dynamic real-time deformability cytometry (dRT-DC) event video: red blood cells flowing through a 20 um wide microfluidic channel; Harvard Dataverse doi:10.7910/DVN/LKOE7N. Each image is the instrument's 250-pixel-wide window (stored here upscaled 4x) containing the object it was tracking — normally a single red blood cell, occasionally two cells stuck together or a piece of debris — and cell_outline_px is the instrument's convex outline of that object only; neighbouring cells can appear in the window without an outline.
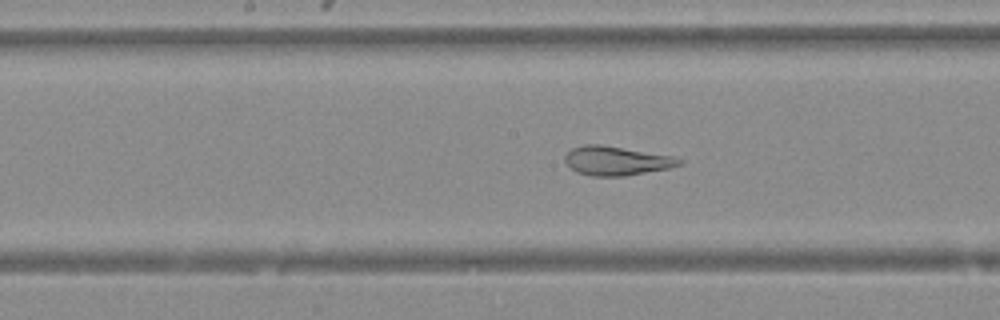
{"species": "Egyptian fruit bat (a non-hibernating species)", "species_latin": "Rousettus aegyptiacus", "temperature_condition": "warm", "stored_images_in_passage": 47, "camera_frame_rate_fps": 3000, "um_per_image_px": 0.085, "animal": {"sex": "female"}, "frame": {"image": 1, "passage_image": 24, "time_ms": 7.667, "image_size_px": [1000, 320], "cell_outline_px": [[684, 164], [668, 168], [624, 176], [592, 176], [576, 172], [564, 160], [564, 156], [572, 148], [584, 144], [600, 144], [672, 156], [684, 160]], "centroid_in_image_um": [52.39, 13.66], "position_along_channel_um": 195.8, "area_um2": 19.25}}
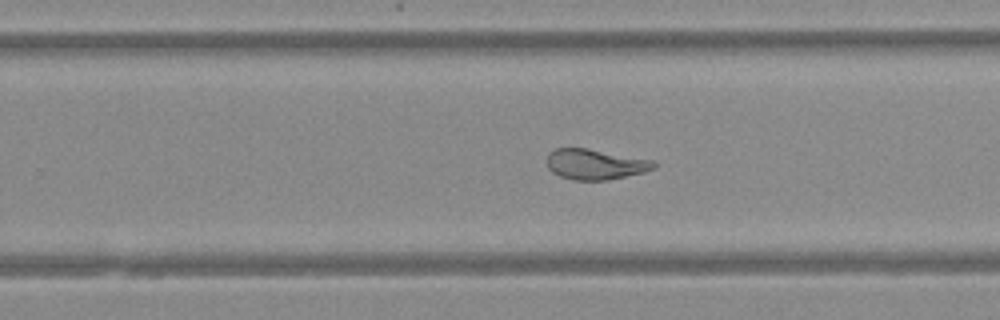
{"frame": {"image": 2, "passage_image": 30, "time_ms": 9.667, "image_size_px": [1000, 320], "cell_outline_px": [[656, 168], [644, 172], [608, 180], [572, 180], [560, 176], [552, 172], [548, 168], [548, 152], [556, 148], [588, 148], [656, 160]], "centroid_in_image_um": [50.63, 13.96], "position_along_channel_um": 279.2, "area_um2": 19.19}}
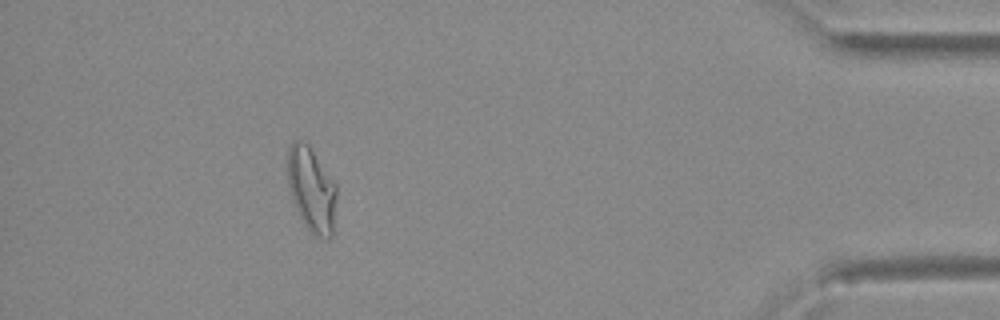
{"frame": {"image": 3, "passage_image": 43, "time_ms": 14.0, "image_size_px": [1000, 320], "cell_outline_px": [[336, 196], [332, 236], [328, 240], [324, 240], [316, 236], [304, 224], [292, 200], [288, 184], [288, 148], [296, 140], [300, 140], [308, 144], [336, 184]], "centroid_in_image_um": [26.49, 16.13], "position_along_channel_um": 408.7, "area_um2": 23.93}}